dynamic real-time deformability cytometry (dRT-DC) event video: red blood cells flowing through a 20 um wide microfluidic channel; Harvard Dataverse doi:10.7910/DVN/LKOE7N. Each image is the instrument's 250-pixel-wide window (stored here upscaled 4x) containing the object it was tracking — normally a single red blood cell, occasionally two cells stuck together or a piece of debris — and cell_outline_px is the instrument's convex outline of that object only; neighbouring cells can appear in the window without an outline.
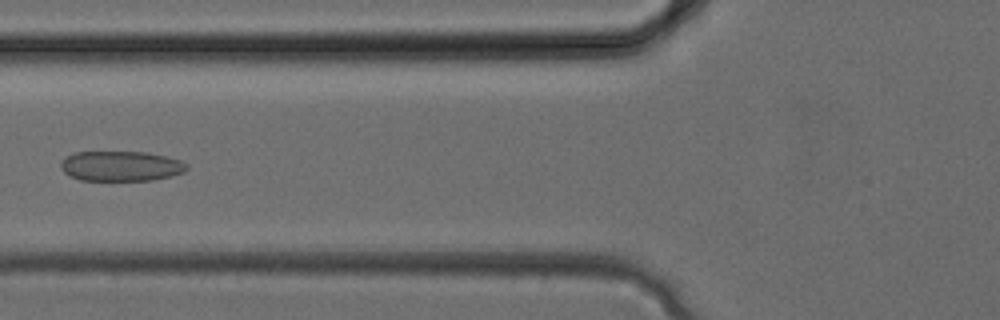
{"species": "common noctule bat (a hibernating species)", "species_latin": "Nyctalus noctula", "temperature_condition": "cold", "stored_images_in_passage": 32, "camera_frame_rate_fps": 3000, "um_per_image_px": 0.085, "animal": {"sex": "female", "body_mass_g": 24.6, "forearm_length_mm": 56.2}, "frame": {"image": 1, "passage_image": 12, "time_ms": 3.667, "image_size_px": [1000, 320], "cell_outline_px": [[188, 168], [184, 172], [172, 176], [152, 180], [80, 180], [68, 176], [60, 168], [60, 164], [72, 152], [144, 152], [164, 156], [180, 160], [188, 164]], "centroid_in_image_um": [10.28, 14.12], "position_along_channel_um": 115.5, "area_um2": 22.08}}
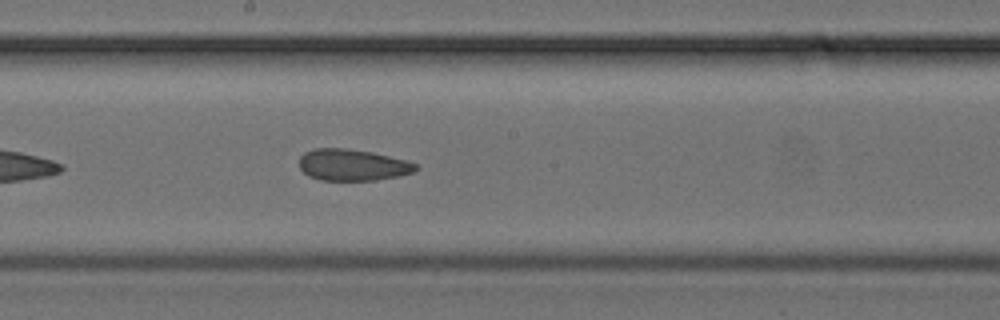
{"frame": {"image": 2, "passage_image": 17, "time_ms": 5.333, "image_size_px": [1000, 320], "cell_outline_px": [[420, 168], [412, 172], [396, 176], [376, 180], [320, 180], [308, 176], [300, 168], [300, 156], [304, 152], [316, 148], [348, 148], [372, 152], [408, 160], [416, 164]], "centroid_in_image_um": [29.96, 14.01], "position_along_channel_um": 218.2, "area_um2": 21.44}}
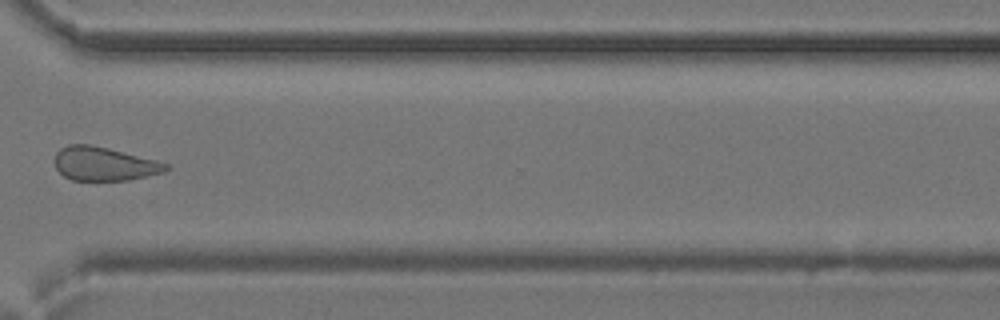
{"frame": {"image": 3, "passage_image": 24, "time_ms": 7.667, "image_size_px": [1000, 320], "cell_outline_px": [[168, 168], [164, 172], [148, 176], [128, 180], [72, 180], [64, 176], [56, 168], [56, 152], [60, 148], [68, 144], [92, 144], [156, 160], [168, 164]], "centroid_in_image_um": [8.84, 13.92], "position_along_channel_um": 361.8, "area_um2": 21.73}}